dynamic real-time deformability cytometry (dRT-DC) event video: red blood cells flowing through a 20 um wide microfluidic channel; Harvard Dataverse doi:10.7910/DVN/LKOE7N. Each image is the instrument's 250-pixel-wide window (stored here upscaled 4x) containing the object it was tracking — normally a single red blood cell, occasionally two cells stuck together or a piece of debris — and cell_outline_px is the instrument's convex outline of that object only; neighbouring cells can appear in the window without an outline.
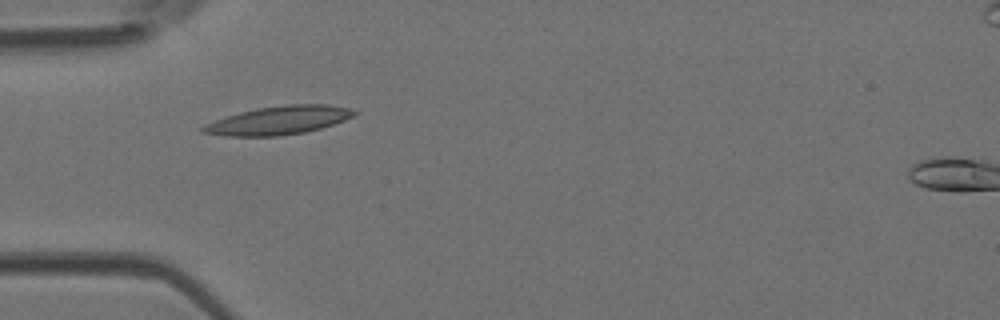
{"species": "Egyptian fruit bat (a non-hibernating species)", "species_latin": "Rousettus aegyptiacus", "temperature_condition": "room temperature", "stored_images_in_passage": 3, "camera_frame_rate_fps": 3000, "um_per_image_px": 0.085, "animal": {"sex": "female"}, "frame": {"image": 1, "passage_image": 1, "time_ms": 0.0, "image_size_px": [1000, 320], "cell_outline_px": [[360, 112], [356, 116], [320, 128], [304, 132], [276, 136], [224, 136], [200, 132], [200, 128], [204, 124], [240, 112], [256, 108], [284, 104], [328, 104], [348, 108]], "centroid_in_image_um": [23.69, 10.22], "position_along_channel_um": 61.3, "area_um2": 25.09}}
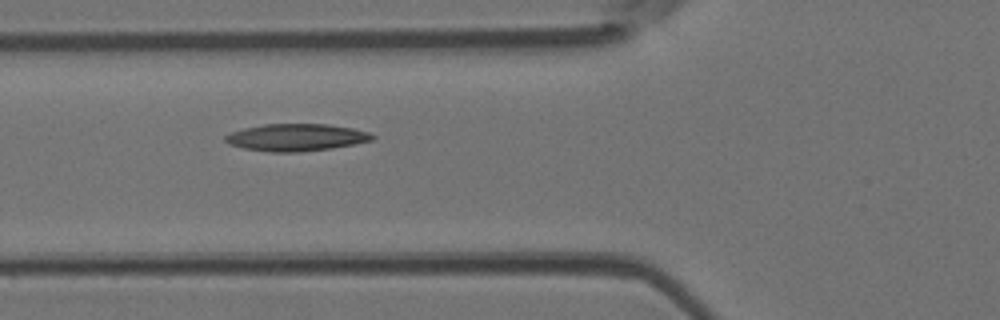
{"frame": {"image": 2, "passage_image": 2, "time_ms": 0.333, "image_size_px": [1000, 320], "cell_outline_px": [[376, 136], [372, 140], [356, 144], [332, 148], [300, 152], [268, 152], [244, 148], [228, 144], [224, 140], [224, 136], [232, 132], [244, 128], [264, 124], [328, 124], [352, 128], [368, 132]], "centroid_in_image_um": [25.18, 11.68], "position_along_channel_um": 100.6, "area_um2": 23.35}}
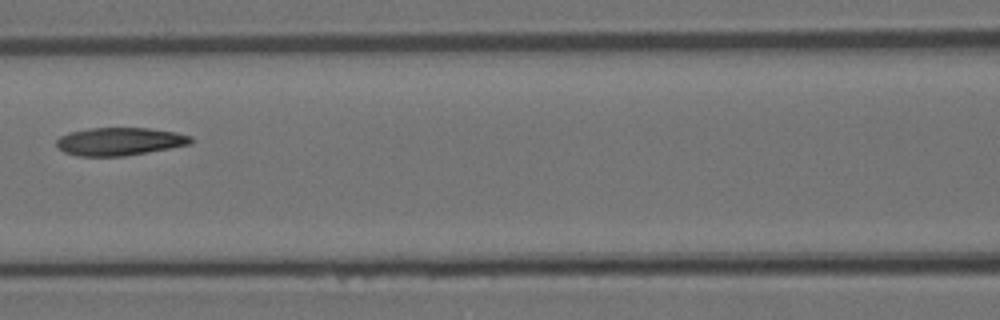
{"frame": {"image": 3, "passage_image": 3, "time_ms": 0.667, "image_size_px": [1000, 320], "cell_outline_px": [[192, 144], [124, 156], [76, 156], [64, 152], [56, 144], [56, 140], [60, 136], [68, 132], [88, 128], [148, 128], [176, 132], [192, 136]], "centroid_in_image_um": [10.16, 12.02], "position_along_channel_um": 156.4, "area_um2": 21.91}}